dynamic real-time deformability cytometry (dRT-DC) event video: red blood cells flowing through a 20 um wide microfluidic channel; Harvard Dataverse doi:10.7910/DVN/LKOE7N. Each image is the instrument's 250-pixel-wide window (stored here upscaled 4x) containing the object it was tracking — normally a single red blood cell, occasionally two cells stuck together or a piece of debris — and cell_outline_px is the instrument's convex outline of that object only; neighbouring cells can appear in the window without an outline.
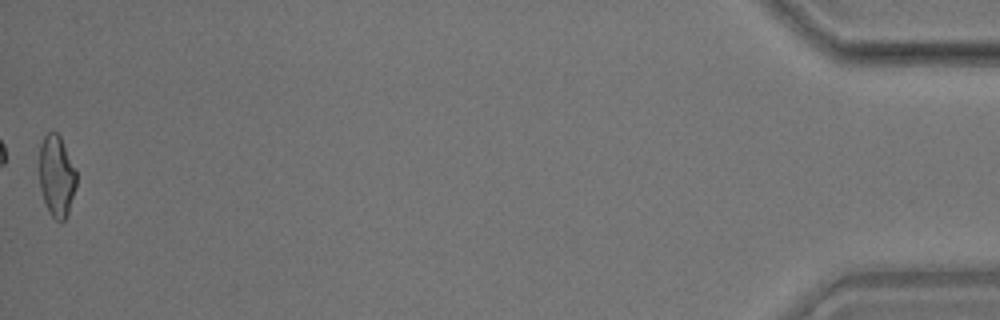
{"species": "common noctule bat (a hibernating species)", "species_latin": "Nyctalus noctula", "temperature_condition": "room temperature", "stored_images_in_passage": 50, "camera_frame_rate_fps": 3000, "um_per_image_px": 0.085, "animal": {"sex": "male", "body_mass_g": 17.9}, "frame": {"image": 1, "passage_image": 50, "time_ms": 16.333, "image_size_px": [1000, 320], "cell_outline_px": [[76, 188], [68, 212], [64, 220], [56, 220], [48, 212], [40, 188], [40, 144], [44, 136], [52, 128], [60, 136], [76, 172]], "centroid_in_image_um": [4.8, 14.94], "position_along_channel_um": 430.4, "area_um2": 17.46}, "authors_computed_cell_mechanics": {"area_um2": 18.5249, "velocity_mm_per_s": 3.9685, "shape_relaxation_time_tau1_ms": null, "shape_relaxation_time_tau2_ms": 1.9013, "deformation_change_tau1": null, "deformation_change_tau2": 0.0961}}